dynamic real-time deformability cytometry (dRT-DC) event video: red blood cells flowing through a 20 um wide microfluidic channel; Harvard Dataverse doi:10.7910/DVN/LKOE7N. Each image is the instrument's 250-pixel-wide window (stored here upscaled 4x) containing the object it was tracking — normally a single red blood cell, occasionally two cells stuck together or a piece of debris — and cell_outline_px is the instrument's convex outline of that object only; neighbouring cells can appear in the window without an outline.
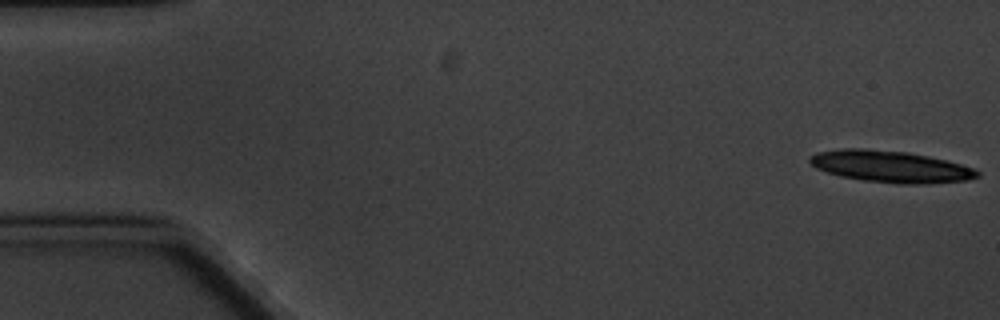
{"species": "common noctule bat (a hibernating species)", "species_latin": "Nyctalus noctula", "temperature_condition": "cold", "stored_images_in_passage": 7, "camera_frame_rate_fps": 3000, "um_per_image_px": 0.085, "animal": {"sex": "male", "body_mass_g": 20.1, "forearm_length_mm": 53.5}, "frame": {"image": 1, "passage_image": 1, "time_ms": 0.0, "image_size_px": [1000, 320], "cell_outline_px": [[980, 176], [968, 180], [928, 184], [896, 184], [864, 180], [840, 176], [816, 168], [808, 160], [808, 156], [816, 152], [844, 148], [860, 148], [908, 152], [928, 156], [960, 164], [972, 168], [980, 172]], "centroid_in_image_um": [75.68, 14.16], "position_along_channel_um": 9.3, "area_um2": 30.98}}
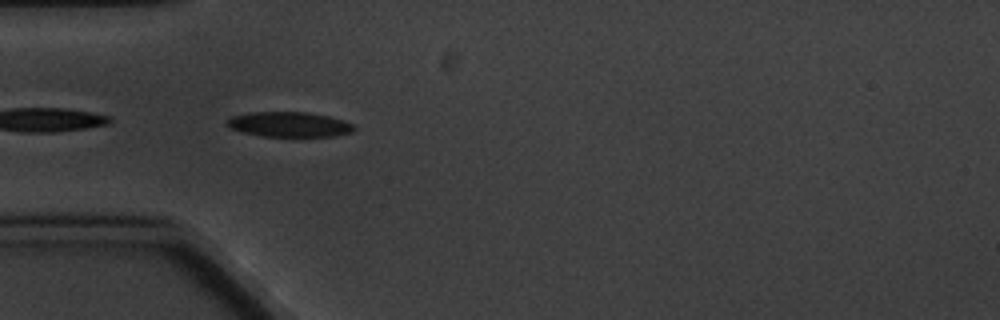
{"frame": {"image": 2, "passage_image": 6, "time_ms": 5.667, "image_size_px": [1000, 320], "cell_outline_px": [[356, 128], [352, 132], [332, 136], [260, 136], [244, 132], [232, 128], [224, 124], [232, 116], [248, 112], [308, 112], [328, 116], [344, 120], [352, 124]], "centroid_in_image_um": [24.58, 10.57], "position_along_channel_um": 60.4, "area_um2": 18.44}}